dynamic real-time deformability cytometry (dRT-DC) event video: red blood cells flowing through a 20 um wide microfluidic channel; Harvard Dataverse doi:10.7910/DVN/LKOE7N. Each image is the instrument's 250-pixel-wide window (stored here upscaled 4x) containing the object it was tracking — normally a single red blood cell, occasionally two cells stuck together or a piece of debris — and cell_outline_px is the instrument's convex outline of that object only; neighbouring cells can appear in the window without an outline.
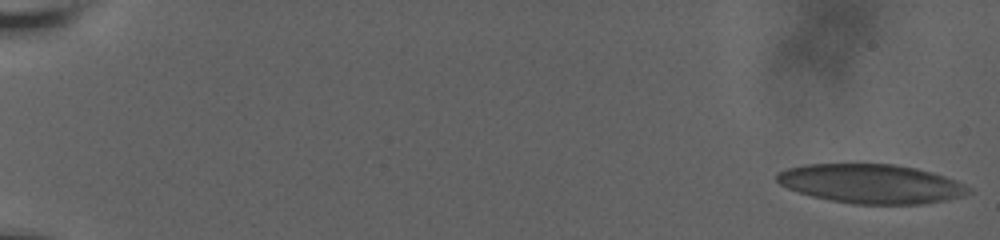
{"species": "human", "species_latin": "Homo sapiens", "temperature_condition": "room temperature", "stored_images_in_passage": 28, "camera_frame_rate_fps": 3000, "um_per_image_px": 0.085, "donor": {"sex": "male"}, "frame": {"image": 1, "passage_image": 1, "time_ms": 0.0, "image_size_px": [1000, 240], "cell_outline_px": [[972, 192], [964, 196], [944, 200], [920, 204], [852, 204], [812, 196], [788, 188], [780, 184], [776, 180], [776, 172], [788, 168], [804, 164], [892, 164], [916, 168], [944, 176], [956, 180], [972, 188]], "centroid_in_image_um": [74.06, 15.62], "position_along_channel_um": 10.9, "area_um2": 43.7}}
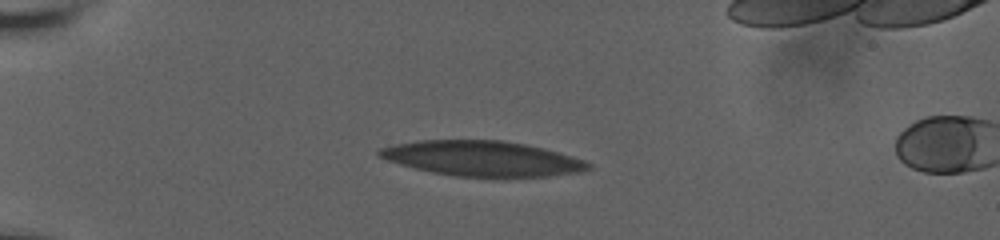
{"frame": {"image": 2, "passage_image": 20, "time_ms": 5.333, "image_size_px": [1000, 240], "cell_outline_px": [[592, 168], [580, 172], [548, 176], [456, 176], [432, 172], [400, 164], [376, 156], [376, 152], [380, 148], [396, 144], [424, 140], [500, 140], [524, 144], [544, 148], [572, 156], [584, 160], [592, 164]], "centroid_in_image_um": [41.01, 13.46], "position_along_channel_um": 44.0, "area_um2": 42.37}}
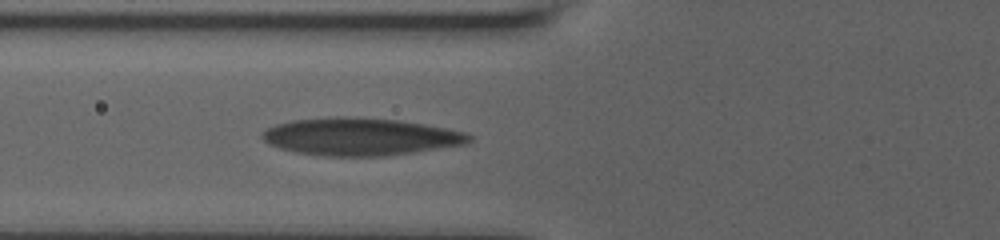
{"frame": {"image": 3, "passage_image": 28, "time_ms": 8.0, "image_size_px": [1000, 240], "cell_outline_px": [[472, 140], [468, 144], [388, 156], [324, 156], [296, 152], [280, 148], [268, 144], [260, 136], [268, 128], [276, 124], [292, 120], [336, 116], [348, 116], [396, 120], [424, 124], [464, 132], [472, 136]], "centroid_in_image_um": [30.63, 11.62], "position_along_channel_um": 95.2, "area_um2": 45.26}}